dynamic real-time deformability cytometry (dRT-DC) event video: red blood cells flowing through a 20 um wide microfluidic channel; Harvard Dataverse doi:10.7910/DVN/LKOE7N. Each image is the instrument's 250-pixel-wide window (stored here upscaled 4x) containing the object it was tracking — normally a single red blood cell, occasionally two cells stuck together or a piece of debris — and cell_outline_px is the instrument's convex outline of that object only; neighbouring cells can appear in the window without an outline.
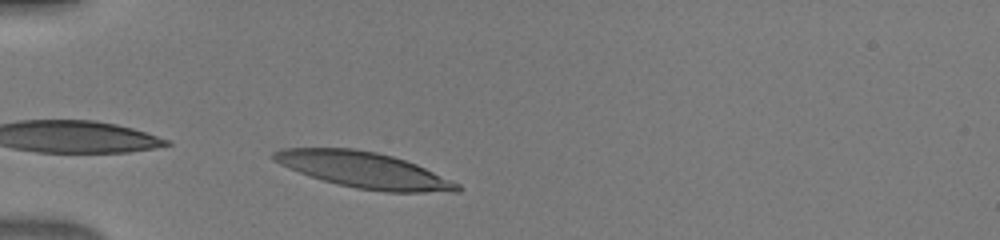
{"species": "human", "species_latin": "Homo sapiens", "temperature_condition": "warm", "stored_images_in_passage": 32, "camera_frame_rate_fps": 3000, "um_per_image_px": 0.085, "donor": {"sex": "male"}, "frame": {"image": 1, "passage_image": 1, "time_ms": 0.0, "image_size_px": [1000, 240], "cell_outline_px": [[464, 188], [460, 192], [384, 192], [356, 188], [324, 180], [300, 172], [280, 164], [272, 160], [272, 152], [280, 148], [352, 148], [376, 152], [392, 156], [416, 164], [460, 184]], "centroid_in_image_um": [30.97, 14.45], "position_along_channel_um": 54.0, "area_um2": 38.15}}